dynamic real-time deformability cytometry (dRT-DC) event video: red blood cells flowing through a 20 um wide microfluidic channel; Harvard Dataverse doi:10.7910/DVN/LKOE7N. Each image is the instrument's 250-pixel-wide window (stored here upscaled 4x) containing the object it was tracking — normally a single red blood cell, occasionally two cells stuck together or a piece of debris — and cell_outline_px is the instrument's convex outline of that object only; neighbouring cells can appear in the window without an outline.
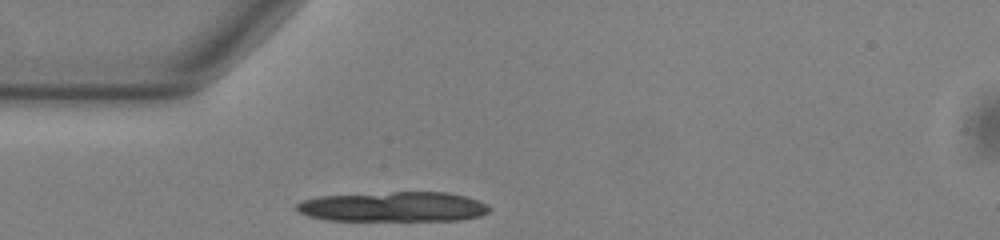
{"species": "common noctule bat (a hibernating species)", "species_latin": "Nyctalus noctula", "temperature_condition": "warm", "stored_images_in_passage": 39, "camera_frame_rate_fps": 3000, "um_per_image_px": 0.085, "animal": {"sex": "male", "body_mass_g": 13.0, "forearm_length_mm": 53.1}, "frame": {"image": 1, "passage_image": 1, "time_ms": 0.0, "image_size_px": [1000, 240], "cell_outline_px": [[492, 208], [488, 212], [480, 216], [460, 220], [328, 220], [308, 216], [300, 212], [296, 208], [296, 204], [304, 200], [316, 196], [392, 192], [448, 192], [480, 200], [488, 204]], "centroid_in_image_um": [33.48, 17.57], "position_along_channel_um": 51.5, "area_um2": 33.7}}
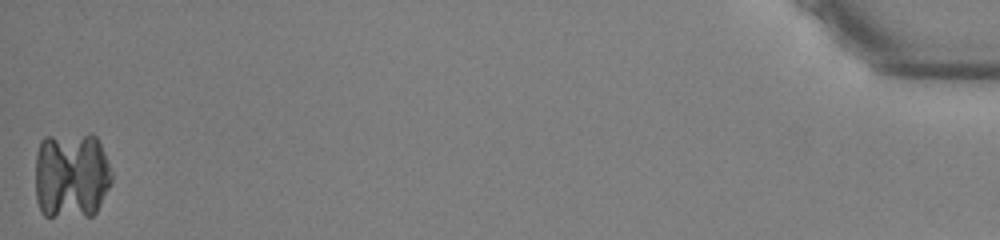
{"frame": {"image": 2, "passage_image": 39, "time_ms": 12.667, "image_size_px": [1000, 240], "cell_outline_px": [[112, 180], [96, 212], [92, 216], [44, 216], [40, 212], [36, 200], [36, 156], [40, 140], [44, 136], [88, 132], [92, 132], [96, 136], [104, 152], [112, 172]], "centroid_in_image_um": [6.05, 14.87], "position_along_channel_um": 429.1, "area_um2": 39.65}}